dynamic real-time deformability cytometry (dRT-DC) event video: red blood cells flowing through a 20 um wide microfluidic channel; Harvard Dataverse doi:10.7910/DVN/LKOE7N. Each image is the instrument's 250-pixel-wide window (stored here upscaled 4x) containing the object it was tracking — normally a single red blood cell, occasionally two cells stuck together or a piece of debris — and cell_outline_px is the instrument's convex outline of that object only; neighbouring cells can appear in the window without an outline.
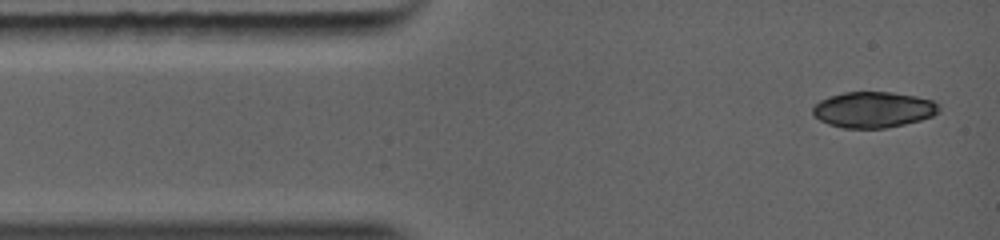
{"species": "common noctule bat (a hibernating species)", "species_latin": "Nyctalus noctula", "temperature_condition": "warm", "stored_images_in_passage": 4, "camera_frame_rate_fps": 5000, "um_per_image_px": 0.085, "animal": {"sex": "female", "body_mass_g": 19.0, "forearm_length_mm": 56.7}, "frame": {"image": 1, "passage_image": 1, "time_ms": 0.0, "image_size_px": [1000, 240], "cell_outline_px": [[940, 112], [932, 116], [920, 120], [904, 124], [884, 128], [844, 128], [828, 124], [820, 120], [812, 112], [812, 108], [820, 100], [844, 92], [892, 92], [916, 96], [932, 100], [940, 104]], "centroid_in_image_um": [74.27, 9.32], "position_along_channel_um": 10.7, "area_um2": 26.36}}